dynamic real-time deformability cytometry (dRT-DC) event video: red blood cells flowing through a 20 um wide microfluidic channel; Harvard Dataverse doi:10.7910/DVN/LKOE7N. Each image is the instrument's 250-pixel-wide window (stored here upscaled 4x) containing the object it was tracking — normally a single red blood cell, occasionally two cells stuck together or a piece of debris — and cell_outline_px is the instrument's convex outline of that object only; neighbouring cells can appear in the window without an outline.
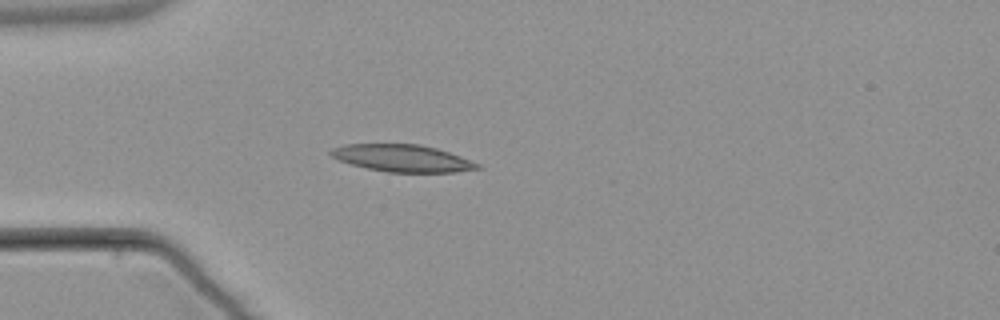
{"species": "common noctule bat (a hibernating species)", "species_latin": "Nyctalus noctula", "temperature_condition": "warm", "stored_images_in_passage": 6, "camera_frame_rate_fps": 3000, "um_per_image_px": 0.085, "animal": {"sex": "male", "body_mass_g": 21.5, "forearm_length_mm": 52.0}, "frame": {"image": 1, "passage_image": 5, "time_ms": 5.0, "image_size_px": [1000, 320], "cell_outline_px": [[484, 168], [456, 172], [388, 172], [368, 168], [352, 164], [340, 160], [332, 156], [328, 152], [332, 148], [344, 144], [420, 144], [436, 148], [460, 156], [480, 164]], "centroid_in_image_um": [34.23, 13.44], "position_along_channel_um": 50.8, "area_um2": 23.06}}